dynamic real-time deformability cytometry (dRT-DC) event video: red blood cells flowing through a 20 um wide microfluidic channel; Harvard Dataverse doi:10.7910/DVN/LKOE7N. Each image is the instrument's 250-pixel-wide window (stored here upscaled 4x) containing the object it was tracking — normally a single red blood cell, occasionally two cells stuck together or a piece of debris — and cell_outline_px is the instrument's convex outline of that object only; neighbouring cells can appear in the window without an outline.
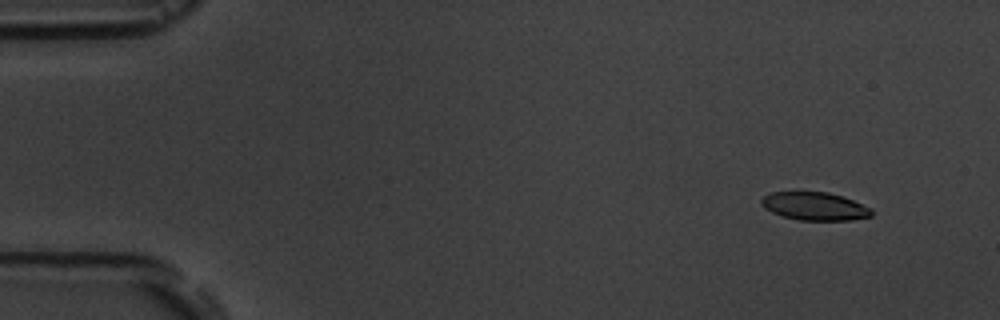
{"species": "common noctule bat (a hibernating species)", "species_latin": "Nyctalus noctula", "temperature_condition": "room temperature", "stored_images_in_passage": 10, "camera_frame_rate_fps": 3000, "um_per_image_px": 0.085, "animal": {"sex": "male", "body_mass_g": 19.5, "forearm_length_mm": 54.6}, "frame": {"image": 1, "passage_image": 1, "time_ms": 0.0, "image_size_px": [1000, 320], "cell_outline_px": [[872, 216], [852, 220], [800, 220], [784, 216], [772, 212], [764, 208], [760, 204], [760, 200], [764, 196], [772, 192], [828, 192], [852, 200], [872, 208]], "centroid_in_image_um": [69.25, 17.53], "position_along_channel_um": 15.8, "area_um2": 17.92}}
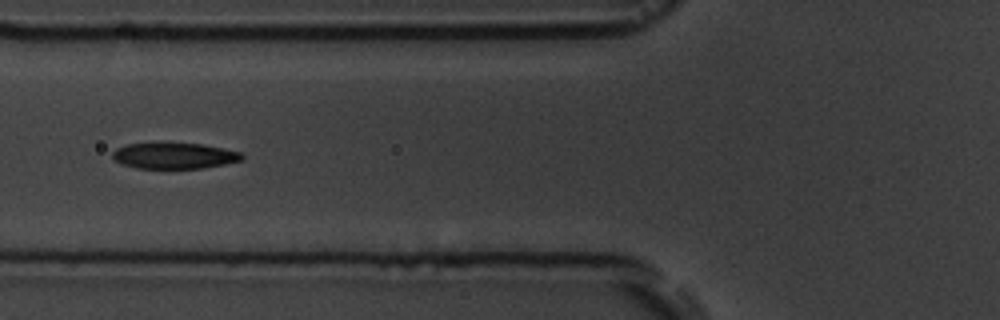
{"frame": {"image": 2, "passage_image": 5, "time_ms": 5.667, "image_size_px": [1000, 320], "cell_outline_px": [[244, 160], [224, 164], [200, 168], [136, 168], [120, 164], [112, 160], [112, 152], [116, 148], [128, 144], [164, 140], [200, 144], [224, 148], [244, 152]], "centroid_in_image_um": [14.78, 13.19], "position_along_channel_um": 111.0, "area_um2": 20.58}}
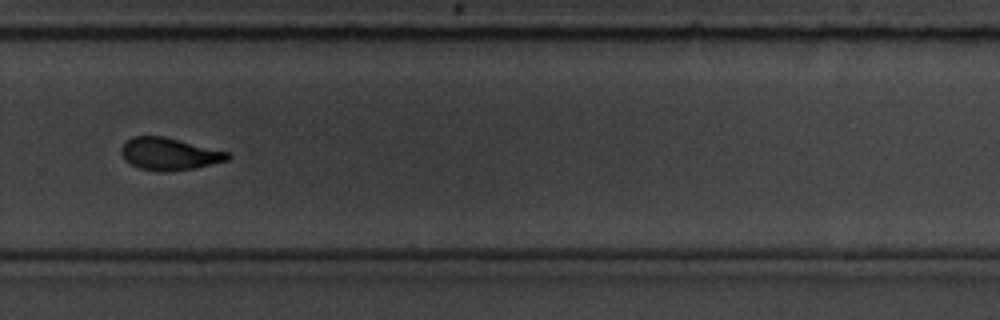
{"frame": {"image": 3, "passage_image": 10, "time_ms": 11.333, "image_size_px": [1000, 320], "cell_outline_px": [[232, 156], [228, 160], [196, 168], [172, 172], [160, 172], [140, 168], [124, 160], [120, 152], [120, 148], [132, 136], [164, 136], [228, 152]], "centroid_in_image_um": [14.38, 13.1], "position_along_channel_um": 315.4, "area_um2": 20.11}}